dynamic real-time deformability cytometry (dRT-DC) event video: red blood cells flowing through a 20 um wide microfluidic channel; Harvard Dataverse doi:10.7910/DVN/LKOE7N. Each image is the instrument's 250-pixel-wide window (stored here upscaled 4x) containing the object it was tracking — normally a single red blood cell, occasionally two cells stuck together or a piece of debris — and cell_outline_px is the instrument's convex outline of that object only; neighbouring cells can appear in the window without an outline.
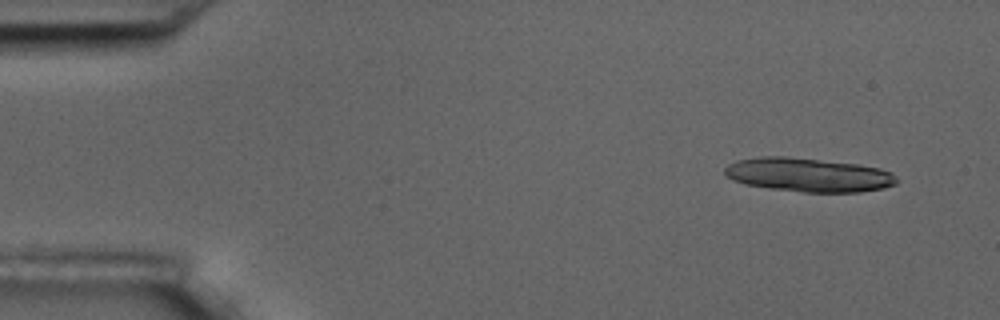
{"species": "common noctule bat (a hibernating species)", "species_latin": "Nyctalus noctula", "temperature_condition": "room temperature", "stored_images_in_passage": 4, "camera_frame_rate_fps": 3000, "um_per_image_px": 0.085, "animal": {"sex": "male", "body_mass_g": 17.5, "forearm_length_mm": 52.3}, "frame": {"image": 1, "passage_image": 1, "time_ms": 0.0, "image_size_px": [1000, 320], "cell_outline_px": [[900, 180], [896, 184], [884, 188], [860, 192], [804, 192], [768, 188], [744, 184], [732, 180], [724, 172], [724, 168], [728, 164], [736, 160], [760, 156], [784, 156], [860, 164], [880, 168], [892, 172]], "centroid_in_image_um": [68.73, 14.86], "position_along_channel_um": 16.3, "area_um2": 34.28}}